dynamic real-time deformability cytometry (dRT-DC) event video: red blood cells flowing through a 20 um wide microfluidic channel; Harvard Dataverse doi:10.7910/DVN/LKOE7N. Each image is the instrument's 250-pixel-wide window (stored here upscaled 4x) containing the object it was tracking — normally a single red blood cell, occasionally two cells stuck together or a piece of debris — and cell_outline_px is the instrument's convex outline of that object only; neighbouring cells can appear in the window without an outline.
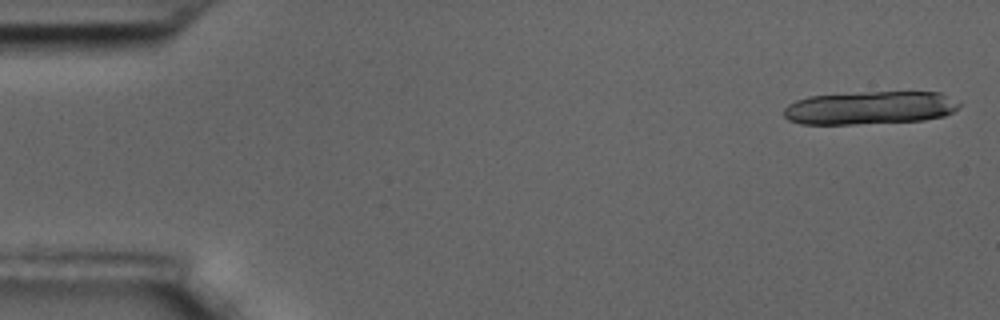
{"species": "common noctule bat (a hibernating species)", "species_latin": "Nyctalus noctula", "temperature_condition": "room temperature", "stored_images_in_passage": 5, "camera_frame_rate_fps": 3000, "um_per_image_px": 0.085, "animal": {"sex": "male", "body_mass_g": 17.5, "forearm_length_mm": 52.3}, "frame": {"image": 1, "passage_image": 1, "time_ms": 0.0, "image_size_px": [1000, 320], "cell_outline_px": [[960, 104], [952, 112], [944, 116], [924, 120], [856, 124], [800, 124], [788, 120], [784, 116], [784, 108], [788, 104], [796, 100], [808, 96], [864, 92], [940, 92], [960, 100]], "centroid_in_image_um": [73.95, 9.16], "position_along_channel_um": 11.1, "area_um2": 34.1}}